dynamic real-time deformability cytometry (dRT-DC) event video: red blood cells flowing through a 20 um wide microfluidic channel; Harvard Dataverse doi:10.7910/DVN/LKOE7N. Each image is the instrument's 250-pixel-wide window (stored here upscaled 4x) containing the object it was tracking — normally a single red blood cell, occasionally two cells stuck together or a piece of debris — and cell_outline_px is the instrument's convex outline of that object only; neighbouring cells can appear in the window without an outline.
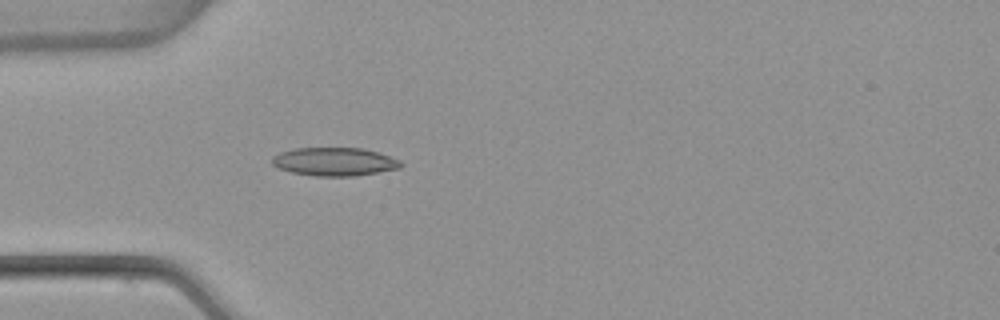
{"species": "common noctule bat (a hibernating species)", "species_latin": "Nyctalus noctula", "temperature_condition": "warm", "stored_images_in_passage": 3, "camera_frame_rate_fps": 3000, "um_per_image_px": 0.085, "animal": {"sex": "female", "body_mass_g": 22.7, "forearm_length_mm": 54.2}, "frame": {"image": 1, "passage_image": 3, "time_ms": 0.667, "image_size_px": [1000, 320], "cell_outline_px": [[404, 164], [400, 168], [352, 176], [316, 176], [292, 172], [280, 168], [272, 164], [272, 156], [280, 152], [296, 148], [364, 148], [380, 152], [400, 160]], "centroid_in_image_um": [28.46, 13.73], "position_along_channel_um": 56.5, "area_um2": 21.21}}